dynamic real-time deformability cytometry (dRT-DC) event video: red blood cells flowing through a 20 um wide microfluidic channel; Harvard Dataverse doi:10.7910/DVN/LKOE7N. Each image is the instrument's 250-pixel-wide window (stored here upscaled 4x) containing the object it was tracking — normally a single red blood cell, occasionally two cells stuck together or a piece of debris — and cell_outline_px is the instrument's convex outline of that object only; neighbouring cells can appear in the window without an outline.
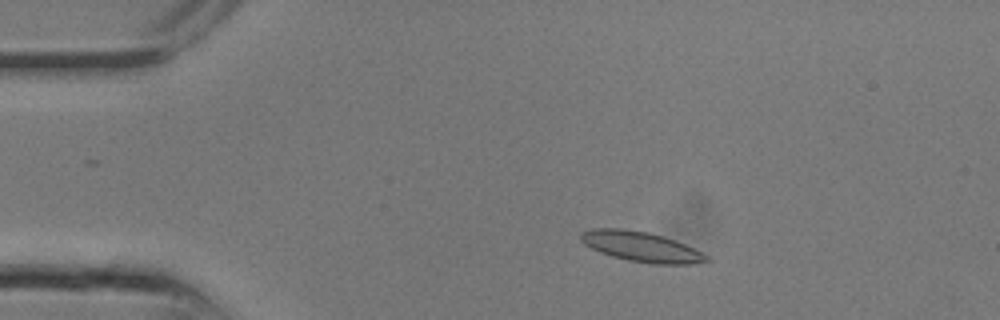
{"species": "common noctule bat (a hibernating species)", "species_latin": "Nyctalus noctula", "temperature_condition": "room temperature", "stored_images_in_passage": 10, "camera_frame_rate_fps": 3000, "um_per_image_px": 0.085, "animal": {"sex": "male", "body_mass_g": 13.3}, "frame": {"image": 1, "passage_image": 4, "time_ms": 1.0, "image_size_px": [1000, 320], "cell_outline_px": [[712, 260], [692, 264], [652, 264], [628, 260], [612, 256], [600, 252], [584, 244], [580, 240], [580, 232], [592, 228], [620, 228], [648, 232], [664, 236], [676, 240], [708, 256]], "centroid_in_image_um": [54.48, 20.96], "position_along_channel_um": 30.5, "area_um2": 22.02}}
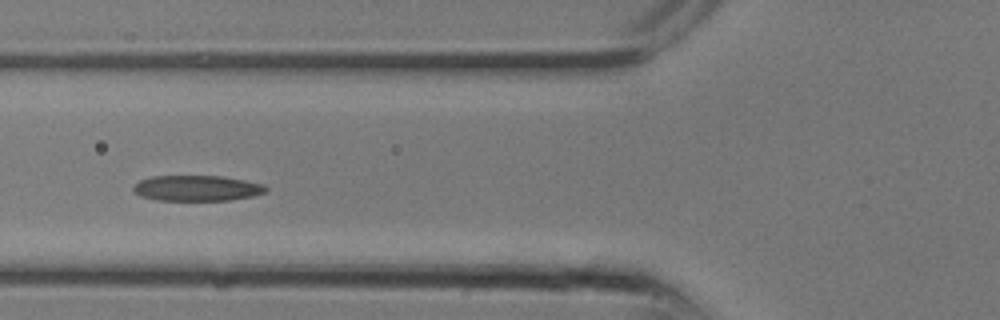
{"frame": {"image": 2, "passage_image": 9, "time_ms": 2.667, "image_size_px": [1000, 320], "cell_outline_px": [[268, 188], [264, 192], [252, 196], [228, 200], [156, 200], [140, 196], [132, 188], [140, 180], [152, 176], [224, 176], [264, 184]], "centroid_in_image_um": [16.74, 15.99], "position_along_channel_um": 109.1, "area_um2": 19.65}}